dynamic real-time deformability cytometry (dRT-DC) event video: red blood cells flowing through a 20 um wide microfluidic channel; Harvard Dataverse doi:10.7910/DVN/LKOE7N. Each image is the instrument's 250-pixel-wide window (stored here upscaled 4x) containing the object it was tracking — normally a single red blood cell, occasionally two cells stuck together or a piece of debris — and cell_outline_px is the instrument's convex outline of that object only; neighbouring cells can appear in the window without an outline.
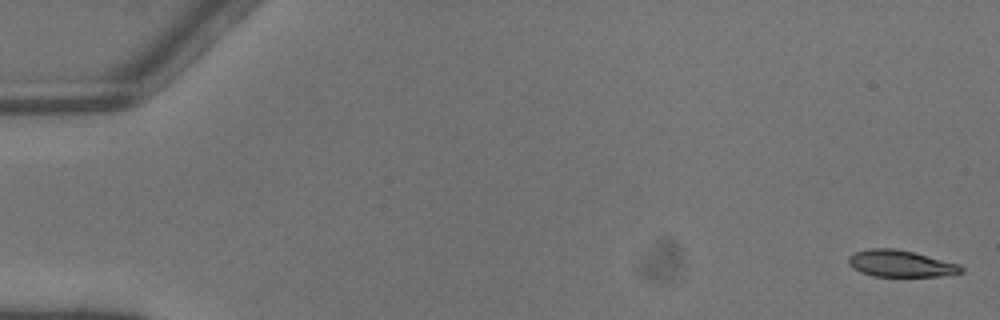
{"species": "common noctule bat (a hibernating species)", "species_latin": "Nyctalus noctula", "temperature_condition": "warm", "stored_images_in_passage": 5, "camera_frame_rate_fps": 3000, "um_per_image_px": 0.085, "animal": {"sex": "male", "body_mass_g": 13.3}, "frame": {"image": 1, "passage_image": 1, "time_ms": 0.0, "image_size_px": [1000, 320], "cell_outline_px": [[964, 272], [940, 276], [872, 276], [860, 272], [852, 268], [848, 264], [848, 256], [856, 252], [868, 248], [896, 248], [912, 252], [956, 264], [964, 268]], "centroid_in_image_um": [76.48, 22.41], "position_along_channel_um": 8.5, "area_um2": 17.34}}